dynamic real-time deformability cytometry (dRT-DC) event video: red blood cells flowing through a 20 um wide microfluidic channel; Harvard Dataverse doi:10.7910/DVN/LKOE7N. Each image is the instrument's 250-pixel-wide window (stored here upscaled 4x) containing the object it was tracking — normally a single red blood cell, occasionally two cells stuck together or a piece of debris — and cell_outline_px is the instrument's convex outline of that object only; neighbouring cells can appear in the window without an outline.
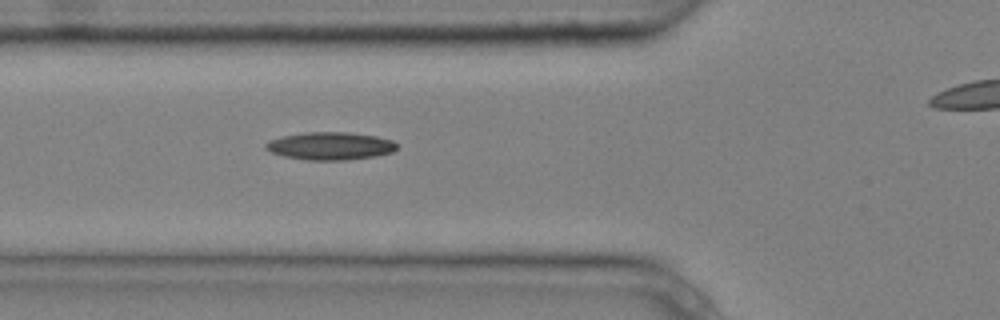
{"species": "common noctule bat (a hibernating species)", "species_latin": "Nyctalus noctula", "temperature_condition": "cold", "stored_images_in_passage": 8, "segment_of_instrument_passage": [1, 2], "camera_frame_rate_fps": 3000, "um_per_image_px": 0.085, "animal": {"sex": "male", "body_mass_g": 20.4}, "frame": {"image": 1, "passage_image": 7, "time_ms": 2.0, "image_size_px": [1000, 320], "cell_outline_px": [[396, 148], [392, 152], [372, 156], [348, 160], [308, 160], [284, 156], [272, 152], [264, 148], [264, 144], [268, 140], [284, 136], [304, 132], [348, 132], [376, 136], [392, 140], [396, 144]], "centroid_in_image_um": [28.04, 12.4], "position_along_channel_um": 97.8, "area_um2": 21.1}}